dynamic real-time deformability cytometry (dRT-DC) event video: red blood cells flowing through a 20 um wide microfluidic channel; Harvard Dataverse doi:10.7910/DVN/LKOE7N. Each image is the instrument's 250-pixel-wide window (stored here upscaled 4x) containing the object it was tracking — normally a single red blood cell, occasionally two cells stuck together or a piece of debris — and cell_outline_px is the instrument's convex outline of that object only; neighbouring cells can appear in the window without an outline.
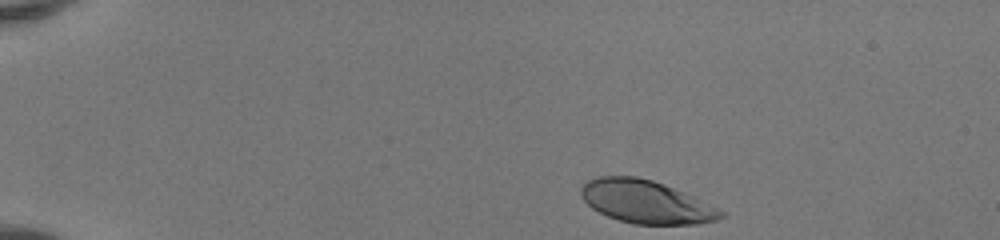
{"species": "human", "species_latin": "Homo sapiens", "temperature_condition": "room temperature", "stored_images_in_passage": 38, "camera_frame_rate_fps": 3000, "um_per_image_px": 0.085, "donor": {"sex": "female"}, "frame": {"image": 1, "passage_image": 1, "time_ms": 0.0, "image_size_px": [1000, 240], "cell_outline_px": [[724, 216], [716, 220], [696, 224], [632, 224], [608, 216], [592, 208], [580, 196], [580, 188], [588, 180], [600, 176], [636, 176], [652, 180], [664, 184], [716, 208], [724, 212]], "centroid_in_image_um": [54.84, 17.15], "position_along_channel_um": 30.2, "area_um2": 34.45}}
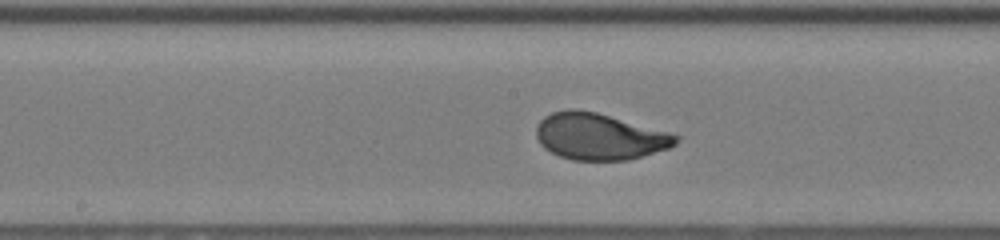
{"frame": {"image": 2, "passage_image": 20, "time_ms": 6.333, "image_size_px": [1000, 240], "cell_outline_px": [[680, 140], [676, 144], [668, 148], [628, 160], [572, 160], [560, 156], [544, 148], [540, 144], [536, 136], [536, 124], [544, 116], [552, 112], [568, 108], [576, 108], [596, 112], [668, 132], [680, 136]], "centroid_in_image_um": [50.91, 11.59], "position_along_channel_um": 197.3, "area_um2": 37.86}}
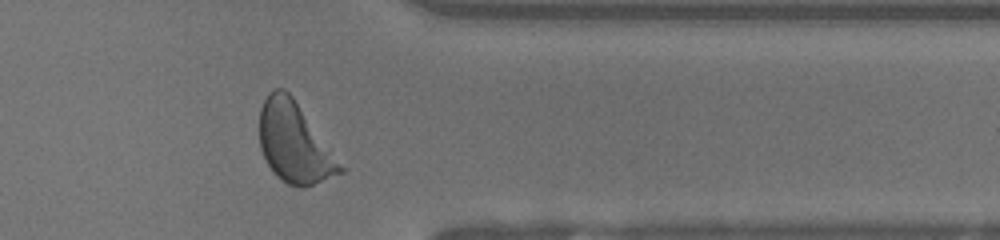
{"frame": {"image": 3, "passage_image": 34, "time_ms": 11.0, "image_size_px": [1000, 240], "cell_outline_px": [[348, 168], [344, 172], [304, 188], [300, 188], [288, 184], [280, 180], [272, 172], [260, 148], [260, 108], [268, 92], [272, 88], [284, 88], [292, 96]], "centroid_in_image_um": [25.07, 12.15], "position_along_channel_um": 386.3, "area_um2": 38.32}, "authors_computed_cell_mechanics": {"area_um2": 37.1365, "velocity_mm_per_s": 4.1473, "shape_relaxation_time_tau1_ms": 2.4067, "shape_relaxation_time_tau2_ms": null, "deformation_change_tau1": 0.1854, "deformation_change_tau2": null}}